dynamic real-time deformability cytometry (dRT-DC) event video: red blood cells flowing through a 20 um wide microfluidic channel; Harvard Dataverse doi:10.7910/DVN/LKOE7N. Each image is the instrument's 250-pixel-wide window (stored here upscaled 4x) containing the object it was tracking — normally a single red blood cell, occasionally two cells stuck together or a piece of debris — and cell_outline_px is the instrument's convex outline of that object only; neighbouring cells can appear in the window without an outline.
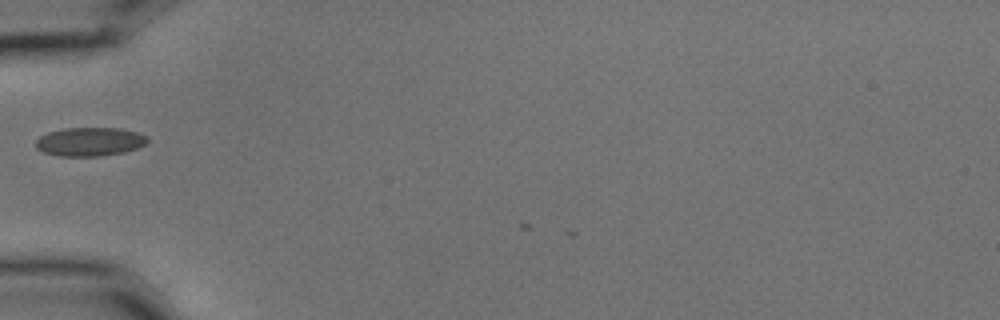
{"species": "common noctule bat (a hibernating species)", "species_latin": "Nyctalus noctula", "temperature_condition": "cold", "stored_images_in_passage": 3, "camera_frame_rate_fps": 3000, "um_per_image_px": 0.085, "animal": {"sex": "male", "body_mass_g": 15.6}, "frame": {"image": 1, "passage_image": 1, "time_ms": 0.0, "image_size_px": [1000, 320], "cell_outline_px": [[148, 140], [144, 144], [136, 148], [124, 152], [100, 156], [60, 156], [44, 152], [36, 148], [36, 140], [40, 136], [48, 132], [64, 128], [120, 128], [136, 132], [148, 136]], "centroid_in_image_um": [7.62, 12.04], "position_along_channel_um": 77.4, "area_um2": 18.61}}